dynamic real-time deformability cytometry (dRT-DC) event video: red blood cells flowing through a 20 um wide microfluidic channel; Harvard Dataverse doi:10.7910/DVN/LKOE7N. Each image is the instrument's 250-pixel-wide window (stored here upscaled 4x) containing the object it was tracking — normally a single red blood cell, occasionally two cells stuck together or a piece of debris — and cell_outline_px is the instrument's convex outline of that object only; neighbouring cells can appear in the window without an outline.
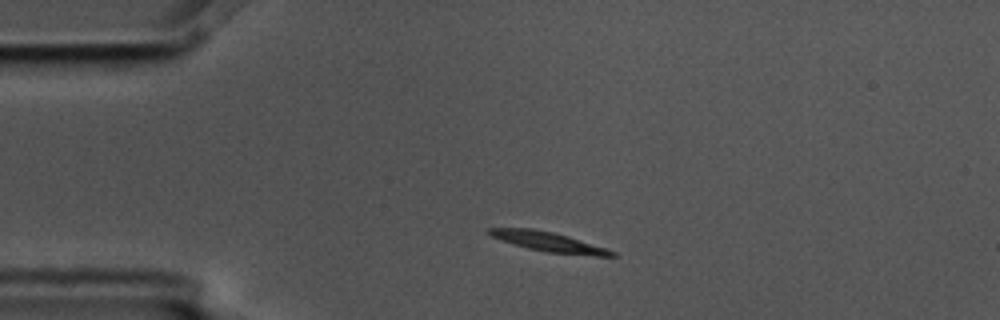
{"species": "common noctule bat (a hibernating species)", "species_latin": "Nyctalus noctula", "temperature_condition": "cold", "stored_images_in_passage": 2, "camera_frame_rate_fps": 3000, "um_per_image_px": 0.085, "animal": {"sex": "male", "body_mass_g": 17.5, "forearm_length_mm": 52.3}, "frame": {"image": 1, "passage_image": 1, "time_ms": 0.0, "image_size_px": [1000, 320], "cell_outline_px": [[616, 256], [596, 256], [548, 252], [528, 248], [492, 236], [488, 232], [488, 228], [532, 228], [552, 232], [568, 236], [616, 252]], "centroid_in_image_um": [46.66, 20.55], "position_along_channel_um": 38.3, "area_um2": 13.53}}